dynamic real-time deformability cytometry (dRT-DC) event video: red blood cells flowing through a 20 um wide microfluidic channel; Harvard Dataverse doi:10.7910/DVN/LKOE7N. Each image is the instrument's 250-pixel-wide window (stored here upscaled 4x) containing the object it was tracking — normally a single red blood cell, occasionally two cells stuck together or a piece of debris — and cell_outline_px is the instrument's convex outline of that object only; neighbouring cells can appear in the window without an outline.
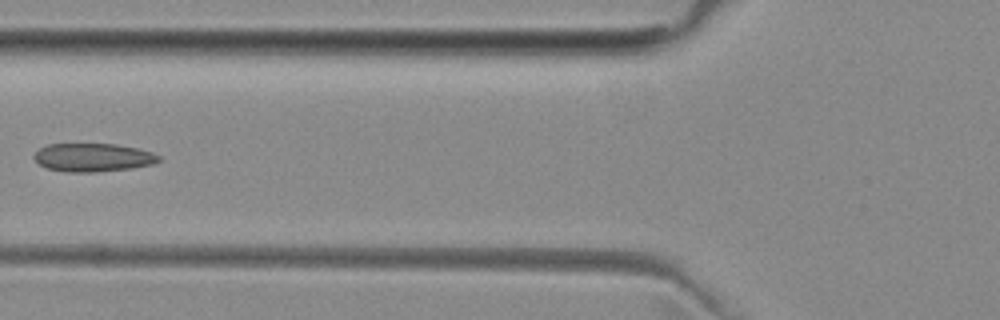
{"species": "common noctule bat (a hibernating species)", "species_latin": "Nyctalus noctula", "temperature_condition": "room temperature", "stored_images_in_passage": 6, "camera_frame_rate_fps": 3000, "um_per_image_px": 0.085, "animal": {"sex": "female", "body_mass_g": 29.2, "forearm_length_mm": 56.3}, "frame": {"image": 1, "passage_image": 6, "time_ms": 5.667, "image_size_px": [1000, 320], "cell_outline_px": [[160, 160], [152, 164], [132, 168], [96, 172], [68, 172], [48, 168], [40, 164], [32, 156], [40, 148], [48, 144], [116, 144], [136, 148], [152, 152], [160, 156]], "centroid_in_image_um": [7.91, 13.38], "position_along_channel_um": 117.9, "area_um2": 20.46}}